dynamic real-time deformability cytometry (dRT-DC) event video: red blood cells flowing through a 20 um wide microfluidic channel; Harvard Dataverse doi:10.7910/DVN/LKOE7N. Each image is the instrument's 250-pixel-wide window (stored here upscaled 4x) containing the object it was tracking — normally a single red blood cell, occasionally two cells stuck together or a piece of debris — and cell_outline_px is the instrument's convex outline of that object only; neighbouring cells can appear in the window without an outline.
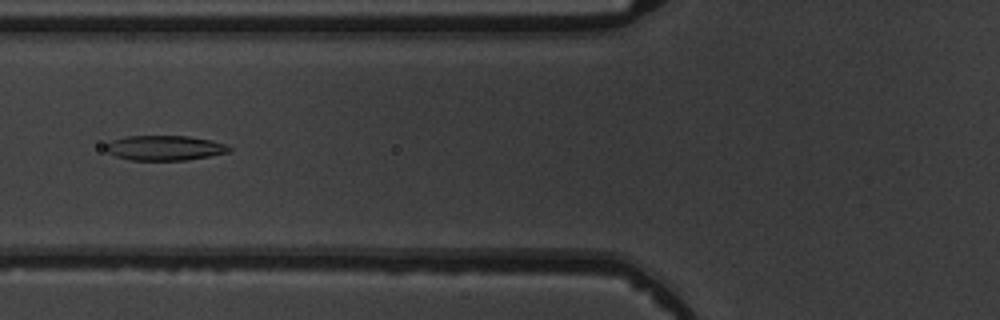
{"species": "common noctule bat (a hibernating species)", "species_latin": "Nyctalus noctula", "temperature_condition": "warm", "stored_images_in_passage": 6, "camera_frame_rate_fps": 3000, "um_per_image_px": 0.085, "animal": {"sex": "male", "body_mass_g": 19.5, "forearm_length_mm": 54.6}, "frame": {"image": 1, "passage_image": 6, "time_ms": 5.667, "image_size_px": [1000, 320], "cell_outline_px": [[232, 148], [228, 152], [188, 160], [132, 160], [116, 156], [108, 152], [104, 148], [104, 144], [112, 140], [128, 136], [188, 136], [212, 140], [228, 144]], "centroid_in_image_um": [14.01, 12.57], "position_along_channel_um": 111.8, "area_um2": 17.98}}